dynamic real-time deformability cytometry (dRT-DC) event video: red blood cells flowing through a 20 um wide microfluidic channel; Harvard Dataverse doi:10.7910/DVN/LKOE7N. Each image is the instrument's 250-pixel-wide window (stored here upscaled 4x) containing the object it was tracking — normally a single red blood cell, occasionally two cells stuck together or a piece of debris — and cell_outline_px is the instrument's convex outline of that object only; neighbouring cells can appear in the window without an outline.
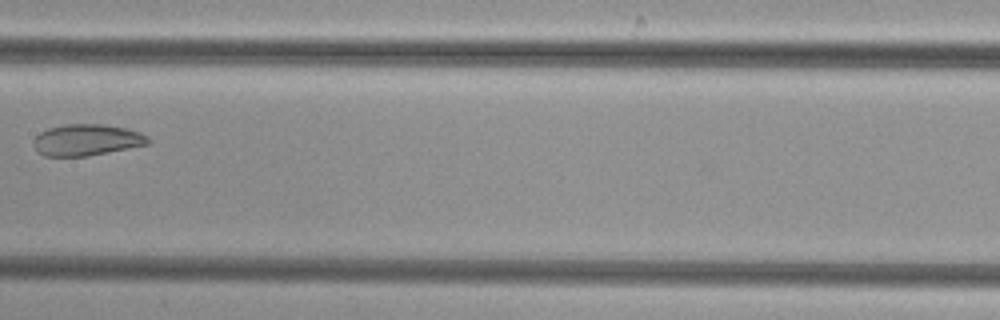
{"species": "common noctule bat (a hibernating species)", "species_latin": "Nyctalus noctula", "temperature_condition": "cold", "stored_images_in_passage": 4, "camera_frame_rate_fps": 3000, "um_per_image_px": 0.085, "animal": {"sex": "female", "body_mass_g": 29.2, "forearm_length_mm": 56.3}, "frame": {"image": 1, "passage_image": 4, "time_ms": 3.667, "image_size_px": [1000, 320], "cell_outline_px": [[152, 140], [148, 144], [88, 156], [44, 156], [36, 152], [32, 144], [32, 140], [40, 132], [48, 128], [64, 124], [104, 124], [124, 128], [140, 132], [148, 136]], "centroid_in_image_um": [7.33, 11.89], "position_along_channel_um": 200.1, "area_um2": 21.15}}